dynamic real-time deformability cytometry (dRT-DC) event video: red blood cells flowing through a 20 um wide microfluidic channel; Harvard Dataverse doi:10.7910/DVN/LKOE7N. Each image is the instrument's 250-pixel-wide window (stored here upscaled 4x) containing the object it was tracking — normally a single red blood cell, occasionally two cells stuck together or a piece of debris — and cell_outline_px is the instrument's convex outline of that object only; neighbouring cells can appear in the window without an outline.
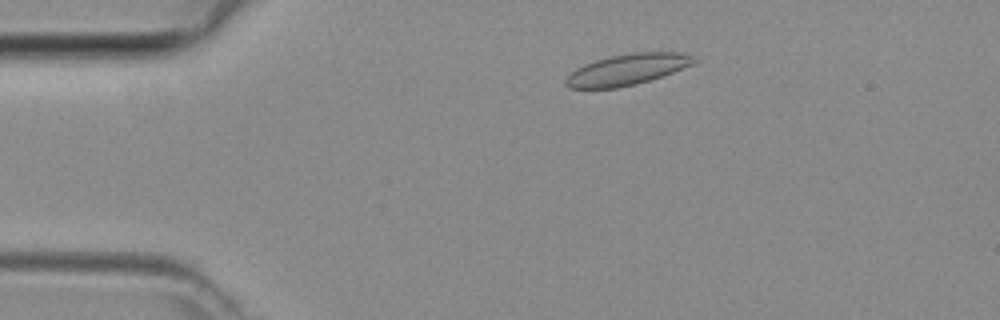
{"species": "common noctule bat (a hibernating species)", "species_latin": "Nyctalus noctula", "temperature_condition": "room temperature", "stored_images_in_passage": 41, "camera_frame_rate_fps": 3000, "um_per_image_px": 0.085, "animal": {"sex": "female", "body_mass_g": 29.2, "forearm_length_mm": 56.3}, "frame": {"image": 1, "passage_image": 3, "time_ms": 0.667, "image_size_px": [1000, 320], "cell_outline_px": [[700, 60], [692, 64], [672, 72], [636, 84], [616, 88], [568, 88], [564, 84], [564, 80], [576, 68], [584, 64], [596, 60], [612, 56], [632, 52], [684, 52]], "centroid_in_image_um": [53.31, 5.9], "position_along_channel_um": 31.7, "area_um2": 23.0}}
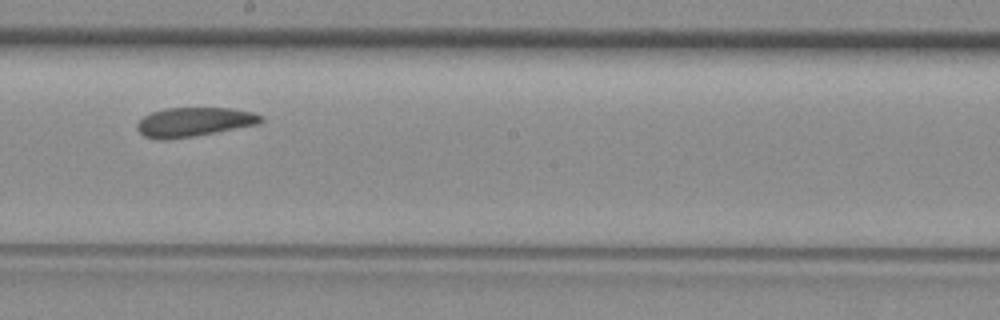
{"frame": {"image": 2, "passage_image": 20, "time_ms": 6.333, "image_size_px": [1000, 320], "cell_outline_px": [[264, 120], [260, 124], [216, 132], [168, 140], [156, 140], [144, 136], [136, 128], [136, 124], [144, 116], [152, 112], [164, 108], [228, 108], [252, 112], [264, 116]], "centroid_in_image_um": [16.49, 10.37], "position_along_channel_um": 231.7, "area_um2": 21.15}}
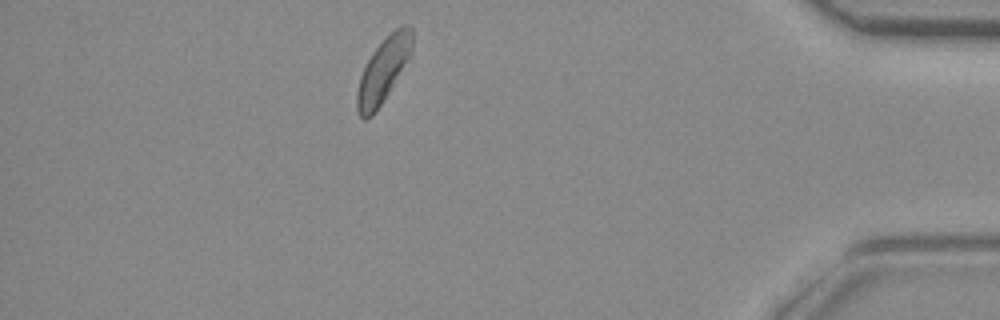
{"frame": {"image": 3, "passage_image": 35, "time_ms": 11.333, "image_size_px": [1000, 320], "cell_outline_px": [[412, 52], [376, 112], [372, 116], [364, 120], [360, 116], [356, 108], [356, 92], [360, 76], [372, 52], [400, 24], [408, 24], [412, 28]], "centroid_in_image_um": [32.56, 5.97], "position_along_channel_um": 402.6, "area_um2": 20.29}}